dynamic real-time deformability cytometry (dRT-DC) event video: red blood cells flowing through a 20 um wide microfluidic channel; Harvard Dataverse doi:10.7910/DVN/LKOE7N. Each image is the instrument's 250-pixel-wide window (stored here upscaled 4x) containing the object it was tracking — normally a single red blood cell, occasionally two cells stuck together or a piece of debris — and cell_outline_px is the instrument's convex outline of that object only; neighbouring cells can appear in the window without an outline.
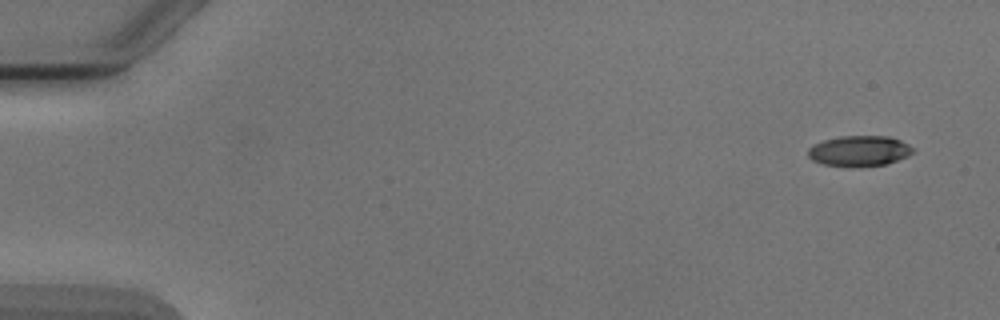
{"species": "Egyptian fruit bat (a non-hibernating species)", "species_latin": "Rousettus aegyptiacus", "temperature_condition": "cold", "stored_images_in_passage": 5, "camera_frame_rate_fps": 3000, "um_per_image_px": 0.085, "animal": {"sex": "male"}, "frame": {"image": 1, "passage_image": 1, "time_ms": 0.0, "image_size_px": [1000, 320], "cell_outline_px": [[912, 152], [908, 156], [884, 164], [824, 164], [812, 160], [808, 156], [808, 148], [824, 140], [840, 136], [888, 136], [900, 140], [908, 144], [912, 148]], "centroid_in_image_um": [73.04, 12.78], "position_along_channel_um": 12.0, "area_um2": 17.74}}
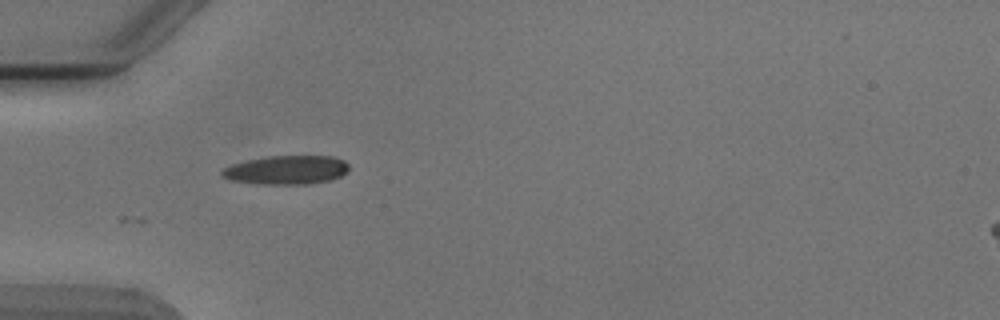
{"frame": {"image": 2, "passage_image": 5, "time_ms": 4.667, "image_size_px": [1000, 320], "cell_outline_px": [[348, 168], [340, 176], [332, 180], [308, 184], [264, 184], [232, 180], [220, 176], [220, 172], [224, 168], [232, 164], [248, 160], [268, 156], [332, 156], [344, 160], [348, 164]], "centroid_in_image_um": [24.35, 14.44], "position_along_channel_um": 60.7, "area_um2": 21.21}}